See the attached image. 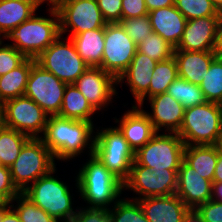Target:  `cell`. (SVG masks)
I'll list each match as a JSON object with an SVG mask.
<instances>
[{
    "instance_id": "6da1fadb",
    "label": "cell",
    "mask_w": 222,
    "mask_h": 222,
    "mask_svg": "<svg viewBox=\"0 0 222 222\" xmlns=\"http://www.w3.org/2000/svg\"><path fill=\"white\" fill-rule=\"evenodd\" d=\"M94 127V124L88 121L51 115L40 139L49 148L55 160L70 161L81 155L86 147L89 149L88 155H93Z\"/></svg>"
},
{
    "instance_id": "7a4b0ae2",
    "label": "cell",
    "mask_w": 222,
    "mask_h": 222,
    "mask_svg": "<svg viewBox=\"0 0 222 222\" xmlns=\"http://www.w3.org/2000/svg\"><path fill=\"white\" fill-rule=\"evenodd\" d=\"M87 160L75 177L79 196L89 204L87 208L109 209L120 199L123 183L94 155Z\"/></svg>"
},
{
    "instance_id": "3957f363",
    "label": "cell",
    "mask_w": 222,
    "mask_h": 222,
    "mask_svg": "<svg viewBox=\"0 0 222 222\" xmlns=\"http://www.w3.org/2000/svg\"><path fill=\"white\" fill-rule=\"evenodd\" d=\"M47 6L51 7L48 11L52 18L37 16L35 13L3 37L11 40L10 45L27 58L36 59L60 36L59 14L53 4Z\"/></svg>"
},
{
    "instance_id": "277c9868",
    "label": "cell",
    "mask_w": 222,
    "mask_h": 222,
    "mask_svg": "<svg viewBox=\"0 0 222 222\" xmlns=\"http://www.w3.org/2000/svg\"><path fill=\"white\" fill-rule=\"evenodd\" d=\"M55 171L56 167L29 185L22 193L59 222H70L78 208H73V195L66 182L53 175Z\"/></svg>"
},
{
    "instance_id": "5b68a950",
    "label": "cell",
    "mask_w": 222,
    "mask_h": 222,
    "mask_svg": "<svg viewBox=\"0 0 222 222\" xmlns=\"http://www.w3.org/2000/svg\"><path fill=\"white\" fill-rule=\"evenodd\" d=\"M221 131V105L207 101L184 110L183 121L177 134L186 146L216 145Z\"/></svg>"
},
{
    "instance_id": "8992f818",
    "label": "cell",
    "mask_w": 222,
    "mask_h": 222,
    "mask_svg": "<svg viewBox=\"0 0 222 222\" xmlns=\"http://www.w3.org/2000/svg\"><path fill=\"white\" fill-rule=\"evenodd\" d=\"M56 167L49 148L40 138H30L9 167L13 184L20 192ZM30 183V184H29Z\"/></svg>"
},
{
    "instance_id": "52a82bcc",
    "label": "cell",
    "mask_w": 222,
    "mask_h": 222,
    "mask_svg": "<svg viewBox=\"0 0 222 222\" xmlns=\"http://www.w3.org/2000/svg\"><path fill=\"white\" fill-rule=\"evenodd\" d=\"M93 155L122 183L128 179L134 162V150L117 126L95 132Z\"/></svg>"
},
{
    "instance_id": "ba28073f",
    "label": "cell",
    "mask_w": 222,
    "mask_h": 222,
    "mask_svg": "<svg viewBox=\"0 0 222 222\" xmlns=\"http://www.w3.org/2000/svg\"><path fill=\"white\" fill-rule=\"evenodd\" d=\"M156 132L152 138L134 152V161L151 171L179 169L184 160L185 144L177 133Z\"/></svg>"
},
{
    "instance_id": "9c48e42d",
    "label": "cell",
    "mask_w": 222,
    "mask_h": 222,
    "mask_svg": "<svg viewBox=\"0 0 222 222\" xmlns=\"http://www.w3.org/2000/svg\"><path fill=\"white\" fill-rule=\"evenodd\" d=\"M68 39L60 35L35 60L44 70L54 74L62 82L74 84L89 66L78 54L73 41Z\"/></svg>"
},
{
    "instance_id": "30bf717a",
    "label": "cell",
    "mask_w": 222,
    "mask_h": 222,
    "mask_svg": "<svg viewBox=\"0 0 222 222\" xmlns=\"http://www.w3.org/2000/svg\"><path fill=\"white\" fill-rule=\"evenodd\" d=\"M179 169L151 171L147 166L132 163L128 179L123 183V190H131L139 200L145 197L168 196L176 194Z\"/></svg>"
},
{
    "instance_id": "8fae6325",
    "label": "cell",
    "mask_w": 222,
    "mask_h": 222,
    "mask_svg": "<svg viewBox=\"0 0 222 222\" xmlns=\"http://www.w3.org/2000/svg\"><path fill=\"white\" fill-rule=\"evenodd\" d=\"M53 5L59 14L60 35L69 32L73 35L84 31L105 28L96 0H56Z\"/></svg>"
},
{
    "instance_id": "7c38bea8",
    "label": "cell",
    "mask_w": 222,
    "mask_h": 222,
    "mask_svg": "<svg viewBox=\"0 0 222 222\" xmlns=\"http://www.w3.org/2000/svg\"><path fill=\"white\" fill-rule=\"evenodd\" d=\"M3 117L5 127L15 129L30 138H40L49 116L31 98L20 96L3 103Z\"/></svg>"
},
{
    "instance_id": "4fadbf2b",
    "label": "cell",
    "mask_w": 222,
    "mask_h": 222,
    "mask_svg": "<svg viewBox=\"0 0 222 222\" xmlns=\"http://www.w3.org/2000/svg\"><path fill=\"white\" fill-rule=\"evenodd\" d=\"M66 85L35 63L31 67L24 96L31 98L48 116L58 115Z\"/></svg>"
},
{
    "instance_id": "5bb4252c",
    "label": "cell",
    "mask_w": 222,
    "mask_h": 222,
    "mask_svg": "<svg viewBox=\"0 0 222 222\" xmlns=\"http://www.w3.org/2000/svg\"><path fill=\"white\" fill-rule=\"evenodd\" d=\"M104 41L100 68L118 79L130 65L137 52V45L119 23L106 24Z\"/></svg>"
},
{
    "instance_id": "9a60e30c",
    "label": "cell",
    "mask_w": 222,
    "mask_h": 222,
    "mask_svg": "<svg viewBox=\"0 0 222 222\" xmlns=\"http://www.w3.org/2000/svg\"><path fill=\"white\" fill-rule=\"evenodd\" d=\"M89 104L100 111L117 96V79L100 67H89L74 83Z\"/></svg>"
},
{
    "instance_id": "2e32d148",
    "label": "cell",
    "mask_w": 222,
    "mask_h": 222,
    "mask_svg": "<svg viewBox=\"0 0 222 222\" xmlns=\"http://www.w3.org/2000/svg\"><path fill=\"white\" fill-rule=\"evenodd\" d=\"M137 201L149 222H193L192 211L176 194Z\"/></svg>"
},
{
    "instance_id": "e0dca14e",
    "label": "cell",
    "mask_w": 222,
    "mask_h": 222,
    "mask_svg": "<svg viewBox=\"0 0 222 222\" xmlns=\"http://www.w3.org/2000/svg\"><path fill=\"white\" fill-rule=\"evenodd\" d=\"M218 20L219 16L188 20L175 50L216 52Z\"/></svg>"
},
{
    "instance_id": "ac0fdd59",
    "label": "cell",
    "mask_w": 222,
    "mask_h": 222,
    "mask_svg": "<svg viewBox=\"0 0 222 222\" xmlns=\"http://www.w3.org/2000/svg\"><path fill=\"white\" fill-rule=\"evenodd\" d=\"M176 195L194 211L199 205L211 200L212 181L203 178L183 160L178 170Z\"/></svg>"
},
{
    "instance_id": "d6986e66",
    "label": "cell",
    "mask_w": 222,
    "mask_h": 222,
    "mask_svg": "<svg viewBox=\"0 0 222 222\" xmlns=\"http://www.w3.org/2000/svg\"><path fill=\"white\" fill-rule=\"evenodd\" d=\"M158 62L152 60L147 55L136 52L128 68L117 79V84L124 81L130 88L135 101L134 106L142 107L146 98H149V86L153 76V69Z\"/></svg>"
},
{
    "instance_id": "ffe728a7",
    "label": "cell",
    "mask_w": 222,
    "mask_h": 222,
    "mask_svg": "<svg viewBox=\"0 0 222 222\" xmlns=\"http://www.w3.org/2000/svg\"><path fill=\"white\" fill-rule=\"evenodd\" d=\"M152 112H146L156 132L165 130L166 133H178L183 121L185 108L167 92L146 99Z\"/></svg>"
},
{
    "instance_id": "44dd1931",
    "label": "cell",
    "mask_w": 222,
    "mask_h": 222,
    "mask_svg": "<svg viewBox=\"0 0 222 222\" xmlns=\"http://www.w3.org/2000/svg\"><path fill=\"white\" fill-rule=\"evenodd\" d=\"M131 109L124 113L120 120L114 117V122L119 123L117 128L135 152L138 148L144 146L156 131L150 119L140 107L133 105Z\"/></svg>"
},
{
    "instance_id": "7402d4cb",
    "label": "cell",
    "mask_w": 222,
    "mask_h": 222,
    "mask_svg": "<svg viewBox=\"0 0 222 222\" xmlns=\"http://www.w3.org/2000/svg\"><path fill=\"white\" fill-rule=\"evenodd\" d=\"M154 33L176 48L182 38L187 19L175 5L148 12Z\"/></svg>"
},
{
    "instance_id": "603a6c76",
    "label": "cell",
    "mask_w": 222,
    "mask_h": 222,
    "mask_svg": "<svg viewBox=\"0 0 222 222\" xmlns=\"http://www.w3.org/2000/svg\"><path fill=\"white\" fill-rule=\"evenodd\" d=\"M217 52L174 50L178 76L190 83L199 85L208 73Z\"/></svg>"
},
{
    "instance_id": "cb8c5ba5",
    "label": "cell",
    "mask_w": 222,
    "mask_h": 222,
    "mask_svg": "<svg viewBox=\"0 0 222 222\" xmlns=\"http://www.w3.org/2000/svg\"><path fill=\"white\" fill-rule=\"evenodd\" d=\"M104 37L105 28H100L73 35L70 39L89 67H100L105 47Z\"/></svg>"
},
{
    "instance_id": "d4e9b609",
    "label": "cell",
    "mask_w": 222,
    "mask_h": 222,
    "mask_svg": "<svg viewBox=\"0 0 222 222\" xmlns=\"http://www.w3.org/2000/svg\"><path fill=\"white\" fill-rule=\"evenodd\" d=\"M39 6L32 0H0V35L18 27L35 14Z\"/></svg>"
},
{
    "instance_id": "484cf974",
    "label": "cell",
    "mask_w": 222,
    "mask_h": 222,
    "mask_svg": "<svg viewBox=\"0 0 222 222\" xmlns=\"http://www.w3.org/2000/svg\"><path fill=\"white\" fill-rule=\"evenodd\" d=\"M218 159L217 145H188L184 149V161L203 178L213 182Z\"/></svg>"
},
{
    "instance_id": "4316f807",
    "label": "cell",
    "mask_w": 222,
    "mask_h": 222,
    "mask_svg": "<svg viewBox=\"0 0 222 222\" xmlns=\"http://www.w3.org/2000/svg\"><path fill=\"white\" fill-rule=\"evenodd\" d=\"M35 63L34 58H27L20 66L0 76V103L24 96L29 73Z\"/></svg>"
},
{
    "instance_id": "83f0119b",
    "label": "cell",
    "mask_w": 222,
    "mask_h": 222,
    "mask_svg": "<svg viewBox=\"0 0 222 222\" xmlns=\"http://www.w3.org/2000/svg\"><path fill=\"white\" fill-rule=\"evenodd\" d=\"M96 110L89 104L74 84H67L58 116L93 123Z\"/></svg>"
},
{
    "instance_id": "f1b7e54d",
    "label": "cell",
    "mask_w": 222,
    "mask_h": 222,
    "mask_svg": "<svg viewBox=\"0 0 222 222\" xmlns=\"http://www.w3.org/2000/svg\"><path fill=\"white\" fill-rule=\"evenodd\" d=\"M29 139L26 134L3 126L0 129V165L10 167Z\"/></svg>"
},
{
    "instance_id": "f546056e",
    "label": "cell",
    "mask_w": 222,
    "mask_h": 222,
    "mask_svg": "<svg viewBox=\"0 0 222 222\" xmlns=\"http://www.w3.org/2000/svg\"><path fill=\"white\" fill-rule=\"evenodd\" d=\"M178 77L177 63L174 57L158 62L153 69L149 86V98L166 93L169 85Z\"/></svg>"
},
{
    "instance_id": "4dcf8cb0",
    "label": "cell",
    "mask_w": 222,
    "mask_h": 222,
    "mask_svg": "<svg viewBox=\"0 0 222 222\" xmlns=\"http://www.w3.org/2000/svg\"><path fill=\"white\" fill-rule=\"evenodd\" d=\"M167 93L181 103L185 109L207 102L199 85L179 77L169 85Z\"/></svg>"
},
{
    "instance_id": "1f68e13d",
    "label": "cell",
    "mask_w": 222,
    "mask_h": 222,
    "mask_svg": "<svg viewBox=\"0 0 222 222\" xmlns=\"http://www.w3.org/2000/svg\"><path fill=\"white\" fill-rule=\"evenodd\" d=\"M200 89L208 102L222 103V56L218 55L205 74Z\"/></svg>"
},
{
    "instance_id": "d6a6232c",
    "label": "cell",
    "mask_w": 222,
    "mask_h": 222,
    "mask_svg": "<svg viewBox=\"0 0 222 222\" xmlns=\"http://www.w3.org/2000/svg\"><path fill=\"white\" fill-rule=\"evenodd\" d=\"M112 207L109 208L111 222H149L137 200L120 198Z\"/></svg>"
},
{
    "instance_id": "836d02e7",
    "label": "cell",
    "mask_w": 222,
    "mask_h": 222,
    "mask_svg": "<svg viewBox=\"0 0 222 222\" xmlns=\"http://www.w3.org/2000/svg\"><path fill=\"white\" fill-rule=\"evenodd\" d=\"M13 202L16 204L15 206ZM10 206L16 211L21 222H59L55 217L35 205L22 192L10 202Z\"/></svg>"
},
{
    "instance_id": "e575fe53",
    "label": "cell",
    "mask_w": 222,
    "mask_h": 222,
    "mask_svg": "<svg viewBox=\"0 0 222 222\" xmlns=\"http://www.w3.org/2000/svg\"><path fill=\"white\" fill-rule=\"evenodd\" d=\"M175 48L166 42L157 33H152L148 38L137 45V51L147 55L154 61L161 62L174 56Z\"/></svg>"
},
{
    "instance_id": "d590c367",
    "label": "cell",
    "mask_w": 222,
    "mask_h": 222,
    "mask_svg": "<svg viewBox=\"0 0 222 222\" xmlns=\"http://www.w3.org/2000/svg\"><path fill=\"white\" fill-rule=\"evenodd\" d=\"M175 6L187 21L200 17L220 15L211 0H175Z\"/></svg>"
},
{
    "instance_id": "8d00e7d4",
    "label": "cell",
    "mask_w": 222,
    "mask_h": 222,
    "mask_svg": "<svg viewBox=\"0 0 222 222\" xmlns=\"http://www.w3.org/2000/svg\"><path fill=\"white\" fill-rule=\"evenodd\" d=\"M119 24L136 45L153 33L148 15L122 19Z\"/></svg>"
},
{
    "instance_id": "74e56055",
    "label": "cell",
    "mask_w": 222,
    "mask_h": 222,
    "mask_svg": "<svg viewBox=\"0 0 222 222\" xmlns=\"http://www.w3.org/2000/svg\"><path fill=\"white\" fill-rule=\"evenodd\" d=\"M3 42L4 40L2 39L0 41V76L17 68L27 59L23 53L10 45L11 43L3 45Z\"/></svg>"
},
{
    "instance_id": "f35d334b",
    "label": "cell",
    "mask_w": 222,
    "mask_h": 222,
    "mask_svg": "<svg viewBox=\"0 0 222 222\" xmlns=\"http://www.w3.org/2000/svg\"><path fill=\"white\" fill-rule=\"evenodd\" d=\"M193 222H222V202L209 200L192 211Z\"/></svg>"
},
{
    "instance_id": "ab89813d",
    "label": "cell",
    "mask_w": 222,
    "mask_h": 222,
    "mask_svg": "<svg viewBox=\"0 0 222 222\" xmlns=\"http://www.w3.org/2000/svg\"><path fill=\"white\" fill-rule=\"evenodd\" d=\"M70 222H111L109 209L106 208H78Z\"/></svg>"
},
{
    "instance_id": "60d3db41",
    "label": "cell",
    "mask_w": 222,
    "mask_h": 222,
    "mask_svg": "<svg viewBox=\"0 0 222 222\" xmlns=\"http://www.w3.org/2000/svg\"><path fill=\"white\" fill-rule=\"evenodd\" d=\"M107 23H119L122 20V0H96Z\"/></svg>"
},
{
    "instance_id": "b9f144b4",
    "label": "cell",
    "mask_w": 222,
    "mask_h": 222,
    "mask_svg": "<svg viewBox=\"0 0 222 222\" xmlns=\"http://www.w3.org/2000/svg\"><path fill=\"white\" fill-rule=\"evenodd\" d=\"M19 193L13 184L10 168L0 165V195L10 203Z\"/></svg>"
},
{
    "instance_id": "7bdbcfd3",
    "label": "cell",
    "mask_w": 222,
    "mask_h": 222,
    "mask_svg": "<svg viewBox=\"0 0 222 222\" xmlns=\"http://www.w3.org/2000/svg\"><path fill=\"white\" fill-rule=\"evenodd\" d=\"M148 15L144 0H122V19Z\"/></svg>"
},
{
    "instance_id": "ee69618b",
    "label": "cell",
    "mask_w": 222,
    "mask_h": 222,
    "mask_svg": "<svg viewBox=\"0 0 222 222\" xmlns=\"http://www.w3.org/2000/svg\"><path fill=\"white\" fill-rule=\"evenodd\" d=\"M147 6L148 12L175 5V0H144Z\"/></svg>"
},
{
    "instance_id": "f6af8a7d",
    "label": "cell",
    "mask_w": 222,
    "mask_h": 222,
    "mask_svg": "<svg viewBox=\"0 0 222 222\" xmlns=\"http://www.w3.org/2000/svg\"><path fill=\"white\" fill-rule=\"evenodd\" d=\"M216 52L218 53V55L222 56V12H220L217 25Z\"/></svg>"
},
{
    "instance_id": "bcb514c9",
    "label": "cell",
    "mask_w": 222,
    "mask_h": 222,
    "mask_svg": "<svg viewBox=\"0 0 222 222\" xmlns=\"http://www.w3.org/2000/svg\"><path fill=\"white\" fill-rule=\"evenodd\" d=\"M1 222H21L16 211L10 206L2 216Z\"/></svg>"
},
{
    "instance_id": "7dc6e473",
    "label": "cell",
    "mask_w": 222,
    "mask_h": 222,
    "mask_svg": "<svg viewBox=\"0 0 222 222\" xmlns=\"http://www.w3.org/2000/svg\"><path fill=\"white\" fill-rule=\"evenodd\" d=\"M213 182H222V152L218 149V159L215 167Z\"/></svg>"
},
{
    "instance_id": "c3c4849f",
    "label": "cell",
    "mask_w": 222,
    "mask_h": 222,
    "mask_svg": "<svg viewBox=\"0 0 222 222\" xmlns=\"http://www.w3.org/2000/svg\"><path fill=\"white\" fill-rule=\"evenodd\" d=\"M211 199L222 202V182H212Z\"/></svg>"
},
{
    "instance_id": "681fc988",
    "label": "cell",
    "mask_w": 222,
    "mask_h": 222,
    "mask_svg": "<svg viewBox=\"0 0 222 222\" xmlns=\"http://www.w3.org/2000/svg\"><path fill=\"white\" fill-rule=\"evenodd\" d=\"M214 7L217 9V11L220 13L222 12V0H211Z\"/></svg>"
},
{
    "instance_id": "f907efd6",
    "label": "cell",
    "mask_w": 222,
    "mask_h": 222,
    "mask_svg": "<svg viewBox=\"0 0 222 222\" xmlns=\"http://www.w3.org/2000/svg\"><path fill=\"white\" fill-rule=\"evenodd\" d=\"M4 126L3 104L0 103V129Z\"/></svg>"
},
{
    "instance_id": "816d5d0a",
    "label": "cell",
    "mask_w": 222,
    "mask_h": 222,
    "mask_svg": "<svg viewBox=\"0 0 222 222\" xmlns=\"http://www.w3.org/2000/svg\"><path fill=\"white\" fill-rule=\"evenodd\" d=\"M9 202L0 195V208H4Z\"/></svg>"
},
{
    "instance_id": "f5cc1de1",
    "label": "cell",
    "mask_w": 222,
    "mask_h": 222,
    "mask_svg": "<svg viewBox=\"0 0 222 222\" xmlns=\"http://www.w3.org/2000/svg\"><path fill=\"white\" fill-rule=\"evenodd\" d=\"M10 207V203H8L4 208H0V222L2 221L3 213Z\"/></svg>"
},
{
    "instance_id": "db71d44e",
    "label": "cell",
    "mask_w": 222,
    "mask_h": 222,
    "mask_svg": "<svg viewBox=\"0 0 222 222\" xmlns=\"http://www.w3.org/2000/svg\"><path fill=\"white\" fill-rule=\"evenodd\" d=\"M219 151L222 152V131H221V134H220V137H219V140H218V143L216 144Z\"/></svg>"
},
{
    "instance_id": "11a10c76",
    "label": "cell",
    "mask_w": 222,
    "mask_h": 222,
    "mask_svg": "<svg viewBox=\"0 0 222 222\" xmlns=\"http://www.w3.org/2000/svg\"><path fill=\"white\" fill-rule=\"evenodd\" d=\"M32 1H34L38 6L47 2L46 0H32Z\"/></svg>"
},
{
    "instance_id": "9f6ffc18",
    "label": "cell",
    "mask_w": 222,
    "mask_h": 222,
    "mask_svg": "<svg viewBox=\"0 0 222 222\" xmlns=\"http://www.w3.org/2000/svg\"><path fill=\"white\" fill-rule=\"evenodd\" d=\"M47 1V3H49V4H53L56 0H46Z\"/></svg>"
}]
</instances>
